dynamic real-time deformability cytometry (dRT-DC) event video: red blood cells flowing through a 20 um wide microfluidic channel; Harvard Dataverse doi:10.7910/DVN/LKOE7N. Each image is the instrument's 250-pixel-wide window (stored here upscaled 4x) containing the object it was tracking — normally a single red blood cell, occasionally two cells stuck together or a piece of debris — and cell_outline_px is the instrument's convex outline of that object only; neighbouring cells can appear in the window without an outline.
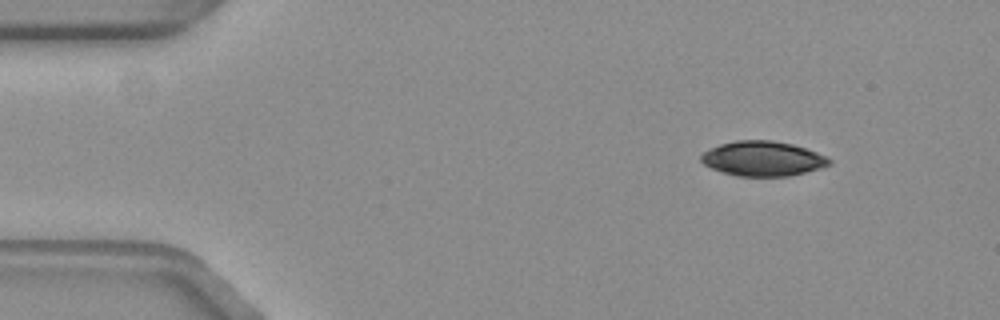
{"species": "common noctule bat (a hibernating species)", "species_latin": "Nyctalus noctula", "temperature_condition": "warm", "stored_images_in_passage": 10, "camera_frame_rate_fps": 3000, "um_per_image_px": 0.085, "animal": {"sex": "female", "body_mass_g": 19.3, "forearm_length_mm": 54.1}, "frame": {"image": 1, "passage_image": 1, "time_ms": 0.0, "image_size_px": [1000, 320], "cell_outline_px": [[824, 160], [820, 164], [812, 168], [796, 172], [764, 176], [756, 176], [732, 172], [708, 164], [704, 160], [704, 156], [716, 148], [728, 144], [784, 144], [800, 148]], "centroid_in_image_um": [64.75, 13.52], "position_along_channel_um": 20.2, "area_um2": 20.63}}